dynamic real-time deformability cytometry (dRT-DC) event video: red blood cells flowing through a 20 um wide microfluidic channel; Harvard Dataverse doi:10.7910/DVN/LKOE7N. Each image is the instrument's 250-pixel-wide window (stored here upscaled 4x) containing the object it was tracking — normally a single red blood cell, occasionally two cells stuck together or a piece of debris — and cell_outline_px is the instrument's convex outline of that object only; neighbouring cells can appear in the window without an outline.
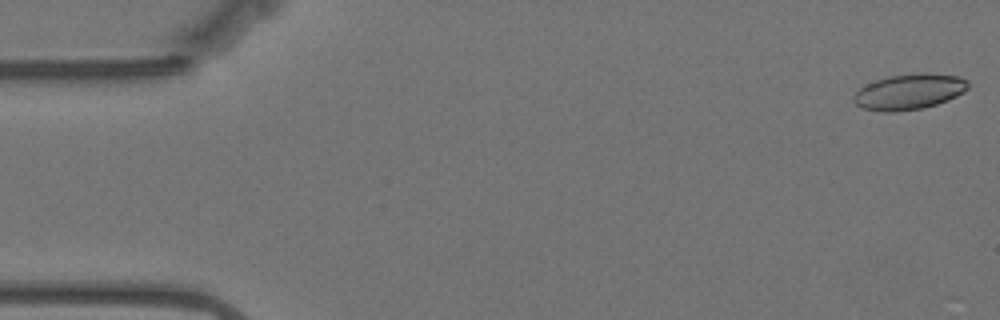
{"species": "Egyptian fruit bat (a non-hibernating species)", "species_latin": "Rousettus aegyptiacus", "temperature_condition": "warm", "stored_images_in_passage": 14, "camera_frame_rate_fps": 3000, "um_per_image_px": 0.085, "animal": {"sex": "female"}, "frame": {"image": 1, "passage_image": 1, "time_ms": 0.0, "image_size_px": [1000, 320], "cell_outline_px": [[968, 88], [964, 92], [948, 100], [924, 108], [896, 112], [884, 112], [864, 108], [856, 104], [852, 100], [852, 96], [860, 88], [876, 80], [888, 76], [924, 72], [928, 72], [960, 76], [968, 80]], "centroid_in_image_um": [77.31, 7.79], "position_along_channel_um": 7.7, "area_um2": 23.93}}